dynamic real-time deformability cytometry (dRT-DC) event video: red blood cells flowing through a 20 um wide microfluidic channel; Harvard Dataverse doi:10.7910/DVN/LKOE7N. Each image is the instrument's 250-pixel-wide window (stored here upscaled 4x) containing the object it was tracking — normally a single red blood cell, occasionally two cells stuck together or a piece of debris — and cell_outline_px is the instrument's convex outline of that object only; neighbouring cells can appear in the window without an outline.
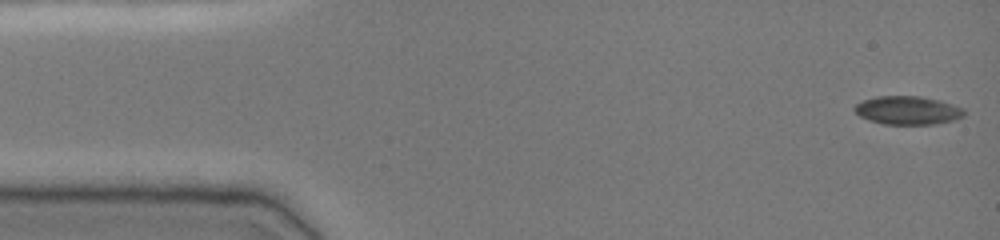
{"species": "common noctule bat (a hibernating species)", "species_latin": "Nyctalus noctula", "temperature_condition": "cold", "stored_images_in_passage": 48, "camera_frame_rate_fps": 3000, "um_per_image_px": 0.085, "animal": {"sex": "female", "body_mass_g": 19.0, "forearm_length_mm": 51.5}, "frame": {"image": 1, "passage_image": 1, "time_ms": 0.0, "image_size_px": [1000, 240], "cell_outline_px": [[964, 116], [952, 120], [932, 124], [884, 124], [868, 120], [860, 116], [852, 108], [856, 104], [864, 100], [876, 96], [920, 96], [940, 100], [960, 108], [964, 112]], "centroid_in_image_um": [77.1, 9.37], "position_along_channel_um": 7.9, "area_um2": 17.92}}
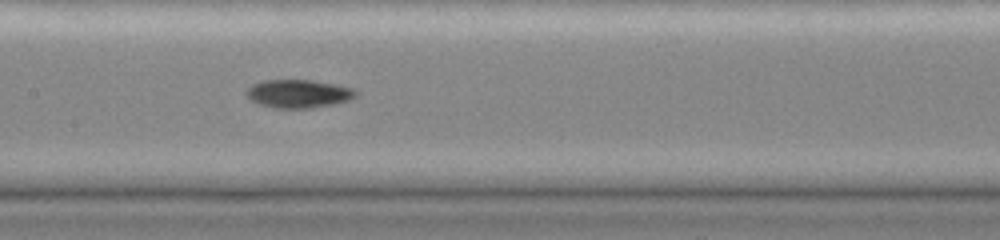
{"frame": {"image": 2, "passage_image": 23, "time_ms": 7.333, "image_size_px": [1000, 240], "cell_outline_px": [[356, 96], [348, 100], [332, 104], [312, 108], [276, 108], [260, 104], [252, 100], [244, 92], [252, 84], [264, 80], [312, 80], [352, 88], [356, 92]], "centroid_in_image_um": [25.33, 7.96], "position_along_channel_um": 182.1, "area_um2": 17.74}}
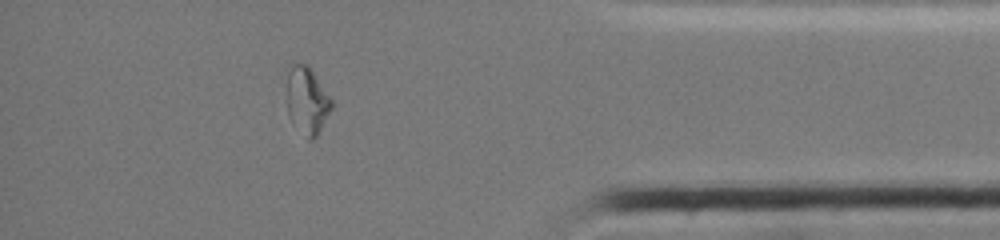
{"frame": {"image": 3, "passage_image": 42, "time_ms": 13.667, "image_size_px": [1000, 240], "cell_outline_px": [[332, 108], [316, 136], [312, 140], [308, 140], [292, 124], [288, 116], [284, 68], [292, 60], [308, 64], [332, 100]], "centroid_in_image_um": [26.0, 8.44], "position_along_channel_um": 409.2, "area_um2": 18.44}, "authors_computed_cell_mechanics": {"area_um2": 17.8024, "velocity_mm_per_s": 3.9098, "shape_relaxation_time_tau1_ms": null, "shape_relaxation_time_tau2_ms": 9.7662, "deformation_change_tau1": null, "deformation_change_tau2": 0.1408}}